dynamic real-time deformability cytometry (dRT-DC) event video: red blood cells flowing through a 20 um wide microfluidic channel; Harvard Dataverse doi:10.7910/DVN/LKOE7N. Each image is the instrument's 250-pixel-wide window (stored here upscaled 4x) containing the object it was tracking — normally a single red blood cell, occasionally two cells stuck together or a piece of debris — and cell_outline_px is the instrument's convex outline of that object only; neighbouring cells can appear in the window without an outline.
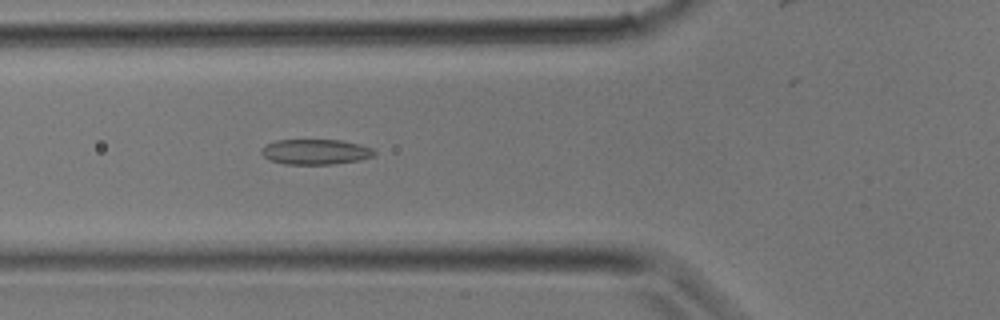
{"species": "common noctule bat (a hibernating species)", "species_latin": "Nyctalus noctula", "temperature_condition": "room temperature", "stored_images_in_passage": 24, "camera_frame_rate_fps": 3000, "um_per_image_px": 0.085, "animal": {"sex": "male", "body_mass_g": 17.9}, "frame": {"image": 1, "passage_image": 4, "time_ms": 1.0, "image_size_px": [1000, 320], "cell_outline_px": [[376, 156], [360, 160], [332, 164], [284, 164], [268, 160], [260, 152], [260, 148], [276, 140], [340, 140], [360, 144], [372, 148], [376, 152]], "centroid_in_image_um": [26.83, 12.91], "position_along_channel_um": 99.0, "area_um2": 16.76}}
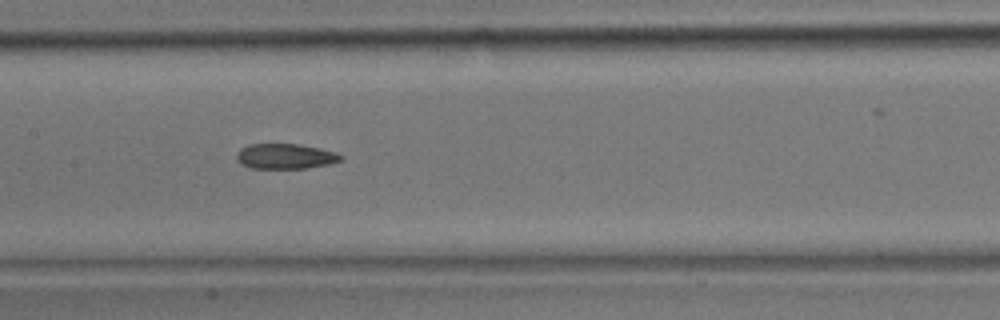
{"frame": {"image": 2, "passage_image": 8, "time_ms": 2.333, "image_size_px": [1000, 320], "cell_outline_px": [[344, 160], [328, 164], [308, 168], [252, 168], [240, 164], [236, 160], [236, 152], [240, 148], [248, 144], [300, 144], [320, 148], [336, 152], [344, 156]], "centroid_in_image_um": [24.25, 13.28], "position_along_channel_um": 183.1, "area_um2": 15.55}}
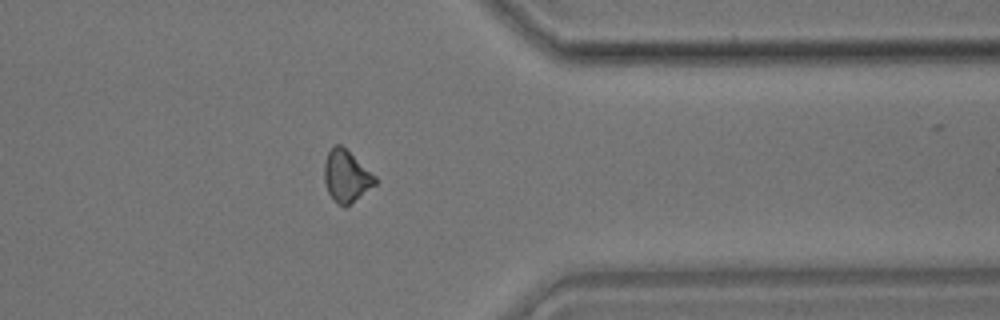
{"frame": {"image": 3, "passage_image": 18, "time_ms": 5.667, "image_size_px": [1000, 320], "cell_outline_px": [[376, 184], [344, 208], [332, 200], [324, 184], [324, 164], [328, 152], [336, 144], [340, 144], [376, 176]], "centroid_in_image_um": [29.41, 15.0], "position_along_channel_um": 382.0, "area_um2": 15.2}}